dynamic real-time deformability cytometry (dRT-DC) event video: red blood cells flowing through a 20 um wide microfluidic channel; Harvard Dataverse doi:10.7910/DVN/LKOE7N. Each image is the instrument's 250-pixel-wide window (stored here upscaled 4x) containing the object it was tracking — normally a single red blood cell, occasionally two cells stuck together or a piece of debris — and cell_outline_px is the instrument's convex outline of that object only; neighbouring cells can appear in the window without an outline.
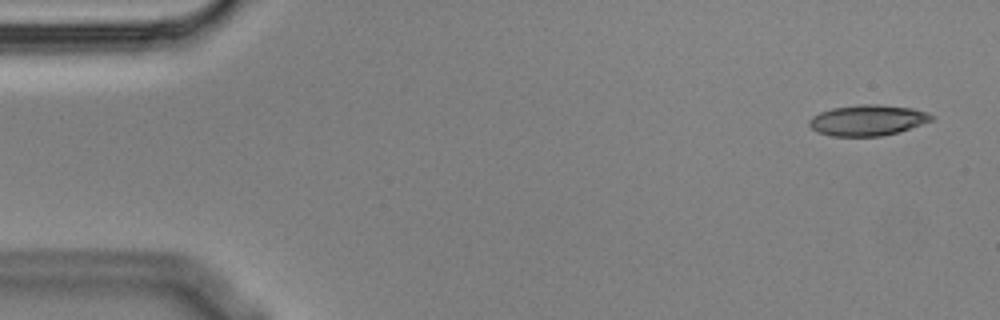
{"species": "Egyptian fruit bat (a non-hibernating species)", "species_latin": "Rousettus aegyptiacus", "temperature_condition": "cold", "stored_images_in_passage": 4, "segment_of_instrument_passage": [1, 2], "camera_frame_rate_fps": 3000, "um_per_image_px": 0.085, "animal": {"sex": "male"}, "frame": {"image": 1, "passage_image": 1, "time_ms": 0.0, "image_size_px": [1000, 320], "cell_outline_px": [[936, 116], [932, 120], [900, 132], [880, 136], [832, 136], [816, 132], [808, 124], [808, 120], [812, 116], [820, 112], [832, 108], [860, 104], [876, 104], [912, 108], [928, 112]], "centroid_in_image_um": [73.75, 10.22], "position_along_channel_um": 11.3, "area_um2": 22.08}}